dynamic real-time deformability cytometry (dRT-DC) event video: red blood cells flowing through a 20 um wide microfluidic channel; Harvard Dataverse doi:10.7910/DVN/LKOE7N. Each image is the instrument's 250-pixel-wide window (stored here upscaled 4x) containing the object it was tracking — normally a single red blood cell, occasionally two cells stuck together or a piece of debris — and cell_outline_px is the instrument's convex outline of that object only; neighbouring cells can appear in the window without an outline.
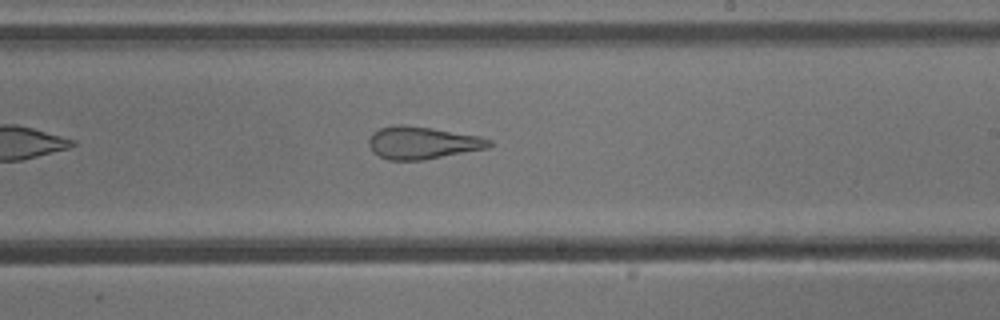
{"species": "common noctule bat (a hibernating species)", "species_latin": "Nyctalus noctula", "temperature_condition": "cold", "stored_images_in_passage": 29, "camera_frame_rate_fps": 3000, "um_per_image_px": 0.085, "animal": {"sex": "male", "body_mass_g": 13.3}, "frame": {"image": 1, "passage_image": 17, "time_ms": 5.333, "image_size_px": [1000, 320], "cell_outline_px": [[492, 144], [488, 148], [424, 160], [388, 160], [372, 152], [368, 144], [368, 140], [372, 132], [380, 128], [400, 124], [404, 124], [432, 128], [480, 136], [492, 140]], "centroid_in_image_um": [35.89, 12.14], "position_along_channel_um": 253.1, "area_um2": 22.89}}